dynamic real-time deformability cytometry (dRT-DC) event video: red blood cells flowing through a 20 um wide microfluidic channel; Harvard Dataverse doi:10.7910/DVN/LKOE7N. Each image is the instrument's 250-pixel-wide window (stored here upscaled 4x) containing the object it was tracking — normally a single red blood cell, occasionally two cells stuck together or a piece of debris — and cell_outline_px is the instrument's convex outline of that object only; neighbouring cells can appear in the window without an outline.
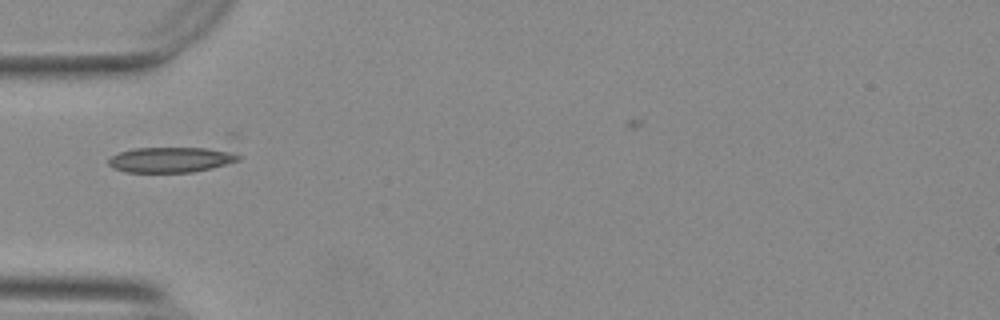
{"species": "Egyptian fruit bat (a non-hibernating species)", "species_latin": "Rousettus aegyptiacus", "temperature_condition": "warm", "stored_images_in_passage": 30, "camera_frame_rate_fps": 3000, "um_per_image_px": 0.085, "animal": {"sex": "female"}, "frame": {"image": 1, "passage_image": 1, "time_ms": 0.0, "image_size_px": [1000, 320], "cell_outline_px": [[240, 160], [212, 168], [192, 172], [124, 172], [112, 168], [108, 164], [108, 160], [112, 156], [120, 152], [132, 148], [228, 132], [236, 132], [240, 156]], "centroid_in_image_um": [15.29, 13.19], "position_along_channel_um": 69.7, "area_um2": 26.41}}
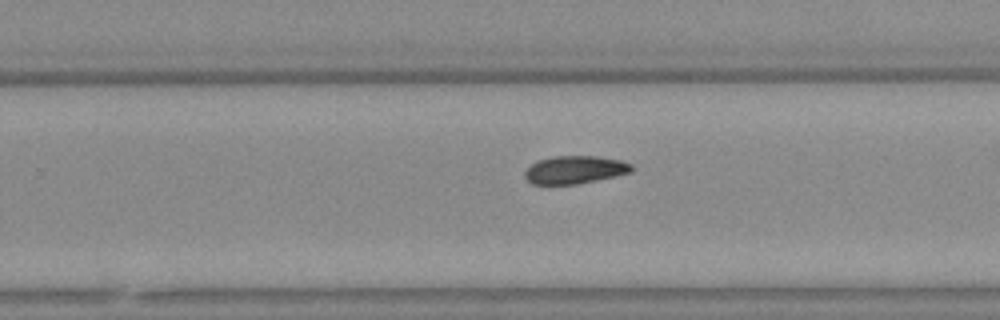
{"frame": {"image": 2, "passage_image": 18, "time_ms": 5.667, "image_size_px": [1000, 320], "cell_outline_px": [[632, 172], [616, 176], [576, 184], [532, 184], [524, 176], [524, 172], [536, 160], [552, 156], [596, 156], [620, 160], [632, 164]], "centroid_in_image_um": [48.85, 14.42], "position_along_channel_um": 280.9, "area_um2": 17.34}}
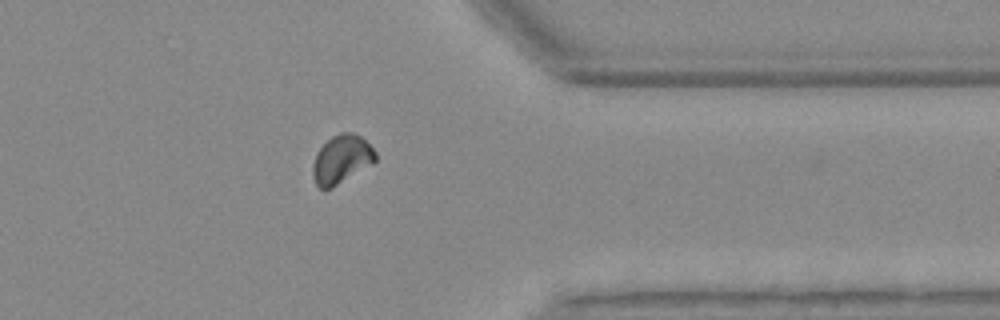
{"frame": {"image": 3, "passage_image": 27, "time_ms": 8.667, "image_size_px": [1000, 320], "cell_outline_px": [[376, 160], [372, 164], [332, 188], [320, 188], [316, 184], [312, 176], [312, 164], [316, 152], [332, 136], [340, 132], [352, 132], [360, 136], [376, 152]], "centroid_in_image_um": [29.01, 13.54], "position_along_channel_um": 382.4, "area_um2": 17.63}}